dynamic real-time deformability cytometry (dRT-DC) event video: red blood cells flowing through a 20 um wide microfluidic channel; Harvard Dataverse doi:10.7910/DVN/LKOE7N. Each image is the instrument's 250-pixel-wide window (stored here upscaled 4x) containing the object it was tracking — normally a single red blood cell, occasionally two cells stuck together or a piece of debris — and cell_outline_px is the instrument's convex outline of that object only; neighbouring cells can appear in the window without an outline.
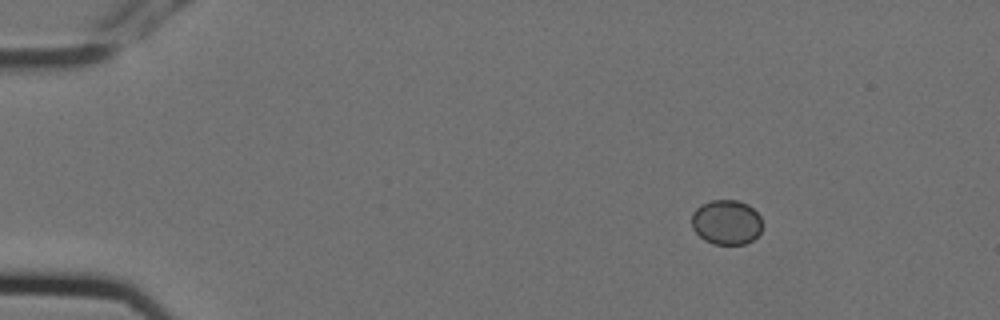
{"species": "Egyptian fruit bat (a non-hibernating species)", "species_latin": "Rousettus aegyptiacus", "temperature_condition": "cold", "stored_images_in_passage": 6, "camera_frame_rate_fps": 3000, "um_per_image_px": 0.085, "animal": {"sex": "female"}, "frame": {"image": 1, "passage_image": 2, "time_ms": 0.333, "image_size_px": [1000, 320], "cell_outline_px": [[760, 232], [752, 240], [744, 244], [712, 244], [704, 240], [692, 228], [692, 212], [700, 204], [712, 200], [736, 200], [748, 204], [760, 216]], "centroid_in_image_um": [61.71, 18.88], "position_along_channel_um": 23.3, "area_um2": 18.38}}
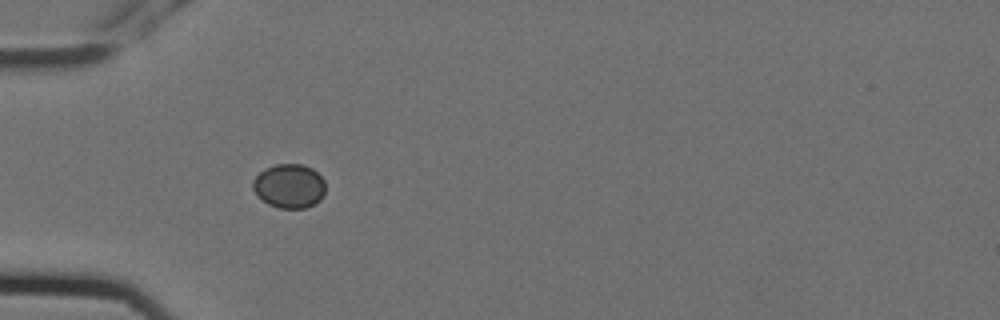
{"frame": {"image": 2, "passage_image": 5, "time_ms": 1.333, "image_size_px": [1000, 320], "cell_outline_px": [[324, 196], [316, 204], [304, 208], [280, 208], [268, 204], [252, 188], [252, 180], [260, 172], [276, 164], [304, 164], [312, 168], [324, 180]], "centroid_in_image_um": [24.61, 15.81], "position_along_channel_um": 60.4, "area_um2": 18.55}}
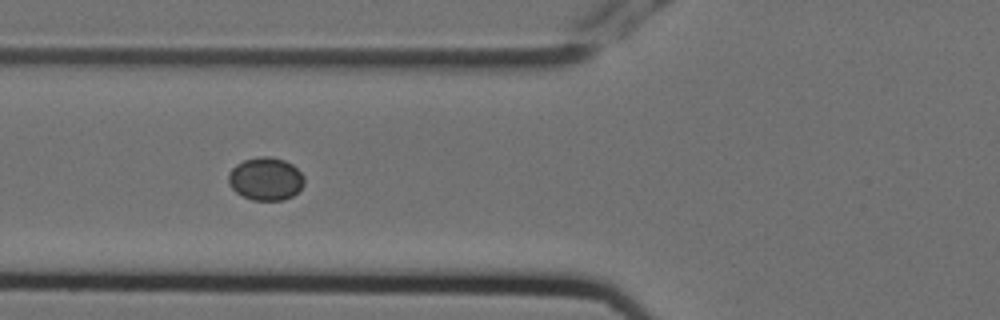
{"frame": {"image": 3, "passage_image": 6, "time_ms": 1.667, "image_size_px": [1000, 320], "cell_outline_px": [[304, 184], [292, 196], [284, 200], [252, 200], [236, 192], [228, 184], [228, 172], [236, 164], [244, 160], [260, 156], [272, 156], [284, 160], [292, 164], [304, 176]], "centroid_in_image_um": [22.57, 15.19], "position_along_channel_um": 103.2, "area_um2": 19.02}}